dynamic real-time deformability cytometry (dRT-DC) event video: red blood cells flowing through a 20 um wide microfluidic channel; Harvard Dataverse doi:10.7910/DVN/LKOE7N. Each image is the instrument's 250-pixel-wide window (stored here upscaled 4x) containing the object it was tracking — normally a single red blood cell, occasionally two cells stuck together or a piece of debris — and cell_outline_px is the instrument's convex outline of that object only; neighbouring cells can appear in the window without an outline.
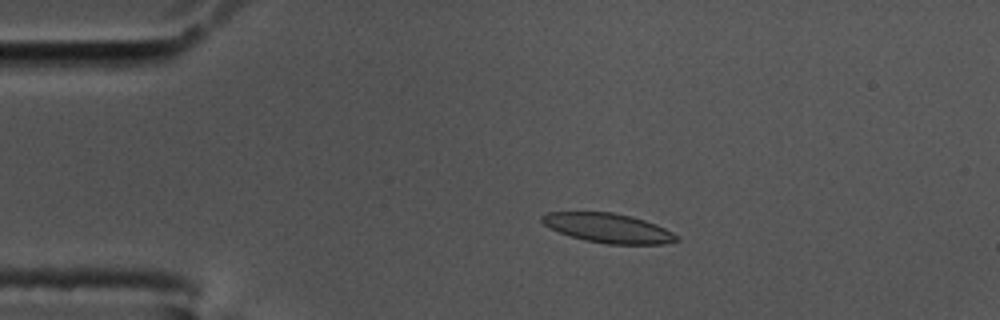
{"species": "common noctule bat (a hibernating species)", "species_latin": "Nyctalus noctula", "temperature_condition": "cold", "stored_images_in_passage": 57, "camera_frame_rate_fps": 3000, "um_per_image_px": 0.085, "animal": {"sex": "male", "body_mass_g": 17.5, "forearm_length_mm": 52.3}, "frame": {"image": 1, "passage_image": 11, "time_ms": 3.333, "image_size_px": [1000, 320], "cell_outline_px": [[680, 240], [664, 244], [608, 244], [584, 240], [560, 232], [544, 224], [540, 220], [540, 216], [548, 212], [612, 212], [632, 216], [656, 224], [680, 236]], "centroid_in_image_um": [51.73, 19.38], "position_along_channel_um": 33.3, "area_um2": 23.0}}
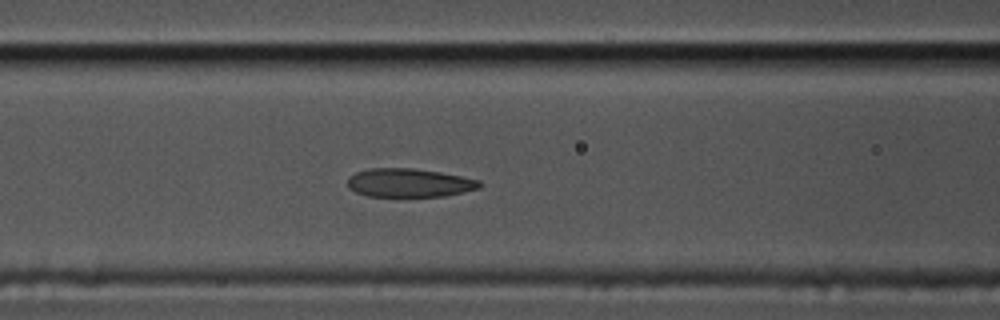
{"frame": {"image": 2, "passage_image": 23, "time_ms": 7.333, "image_size_px": [1000, 320], "cell_outline_px": [[484, 184], [480, 188], [464, 192], [444, 196], [368, 196], [356, 192], [348, 188], [348, 176], [356, 172], [368, 168], [412, 168], [440, 172], [480, 180]], "centroid_in_image_um": [34.79, 15.53], "position_along_channel_um": 131.8, "area_um2": 22.08}}
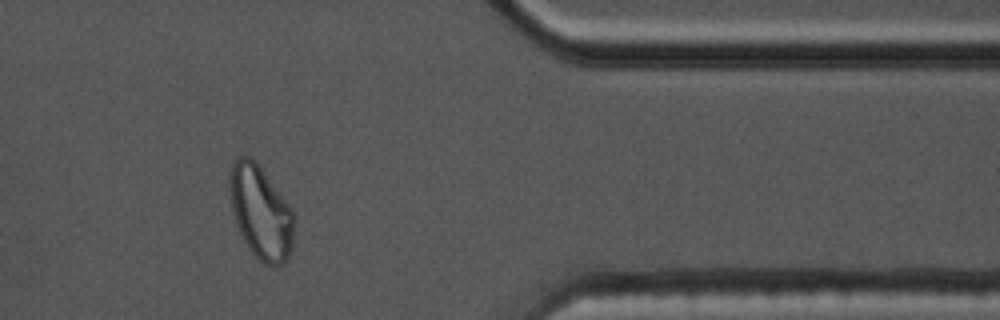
{"frame": {"image": 3, "passage_image": 47, "time_ms": 15.333, "image_size_px": [1000, 320], "cell_outline_px": [[296, 216], [292, 248], [284, 264], [264, 264], [248, 248], [236, 224], [232, 208], [228, 184], [228, 172], [232, 164], [240, 156], [248, 156], [256, 160], [292, 208]], "centroid_in_image_um": [22.17, 18.01], "position_along_channel_um": 389.2, "area_um2": 35.37}, "authors_computed_cell_mechanics": {"area_um2": 23.4668, "velocity_mm_per_s": 3.486, "shape_relaxation_time_tau1_ms": null, "shape_relaxation_time_tau2_ms": 1.2217, "deformation_change_tau1": null, "deformation_change_tau2": 0.0648}}